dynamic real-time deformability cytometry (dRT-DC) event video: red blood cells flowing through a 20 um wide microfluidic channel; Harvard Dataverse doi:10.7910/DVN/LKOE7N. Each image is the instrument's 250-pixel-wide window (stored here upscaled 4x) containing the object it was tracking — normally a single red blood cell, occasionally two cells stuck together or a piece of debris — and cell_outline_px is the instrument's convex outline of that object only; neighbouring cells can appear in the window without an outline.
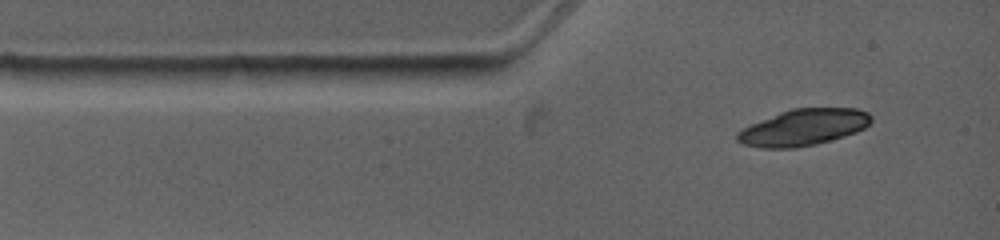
{"species": "common noctule bat (a hibernating species)", "species_latin": "Nyctalus noctula", "temperature_condition": "warm", "stored_images_in_passage": 2, "camera_frame_rate_fps": 4500, "um_per_image_px": 0.085, "animal": {"sex": "female", "body_mass_g": 19.0, "forearm_length_mm": 53.3}, "frame": {"image": 1, "passage_image": 1, "time_ms": 0.0, "image_size_px": [1000, 240], "cell_outline_px": [[872, 120], [864, 128], [856, 132], [844, 136], [816, 144], [796, 148], [760, 148], [744, 144], [736, 140], [736, 132], [752, 124], [780, 112], [792, 108], [856, 108], [868, 112], [872, 116]], "centroid_in_image_um": [68.3, 10.83], "position_along_channel_um": 16.7, "area_um2": 28.32}}